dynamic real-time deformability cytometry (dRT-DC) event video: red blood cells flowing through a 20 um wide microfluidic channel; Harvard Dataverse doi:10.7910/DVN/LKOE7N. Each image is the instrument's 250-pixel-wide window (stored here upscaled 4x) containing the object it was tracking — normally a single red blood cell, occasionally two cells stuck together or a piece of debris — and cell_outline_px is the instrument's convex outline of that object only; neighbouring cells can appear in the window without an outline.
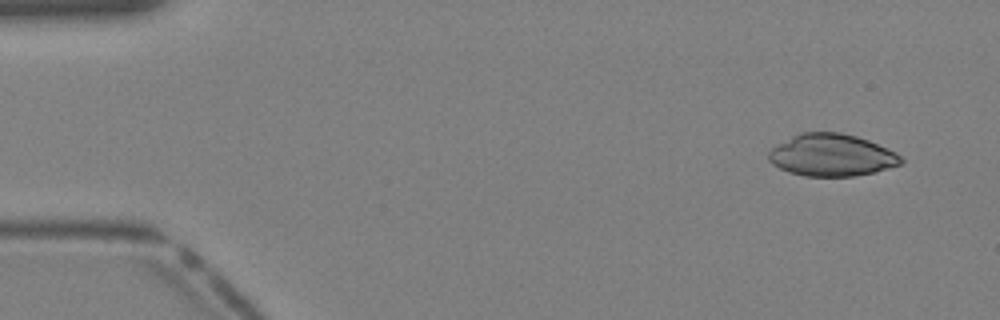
{"species": "Egyptian fruit bat (a non-hibernating species)", "species_latin": "Rousettus aegyptiacus", "temperature_condition": "warm", "stored_images_in_passage": 15, "camera_frame_rate_fps": 3000, "um_per_image_px": 0.085, "animal": {"sex": "female"}, "frame": {"image": 1, "passage_image": 3, "time_ms": 0.667, "image_size_px": [1000, 320], "cell_outline_px": [[904, 160], [900, 164], [876, 172], [856, 176], [804, 176], [788, 172], [772, 164], [768, 160], [768, 152], [772, 148], [792, 136], [800, 132], [840, 132], [856, 136], [868, 140], [896, 152]], "centroid_in_image_um": [70.68, 13.19], "position_along_channel_um": 14.3, "area_um2": 32.54}}